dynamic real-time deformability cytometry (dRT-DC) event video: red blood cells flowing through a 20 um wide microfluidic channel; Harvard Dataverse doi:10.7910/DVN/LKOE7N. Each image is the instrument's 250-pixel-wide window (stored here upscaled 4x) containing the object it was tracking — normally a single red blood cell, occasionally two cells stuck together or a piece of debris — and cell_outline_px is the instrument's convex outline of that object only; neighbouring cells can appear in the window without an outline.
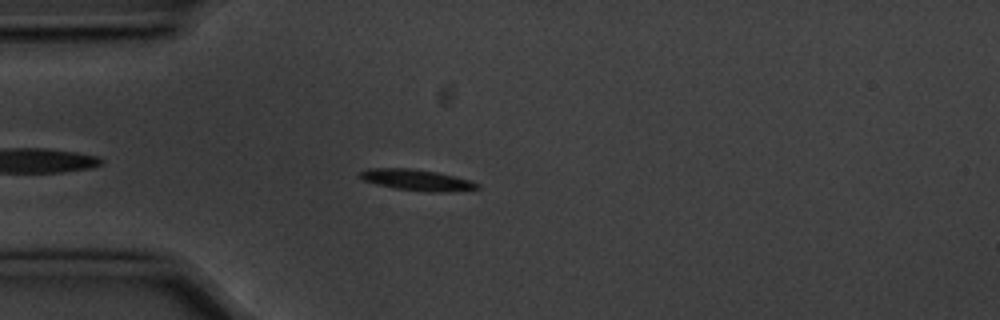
{"species": "common noctule bat (a hibernating species)", "species_latin": "Nyctalus noctula", "temperature_condition": "cold", "stored_images_in_passage": 45, "camera_frame_rate_fps": 3000, "um_per_image_px": 0.085, "animal": {"sex": "male", "body_mass_g": 20.1, "forearm_length_mm": 53.5}, "frame": {"image": 1, "passage_image": 4, "time_ms": 1.0, "image_size_px": [1000, 320], "cell_outline_px": [[480, 188], [448, 192], [432, 192], [396, 188], [376, 184], [364, 180], [356, 176], [360, 172], [368, 168], [412, 168], [436, 172], [468, 180], [480, 184]], "centroid_in_image_um": [35.39, 15.29], "position_along_channel_um": 49.6, "area_um2": 14.28}}
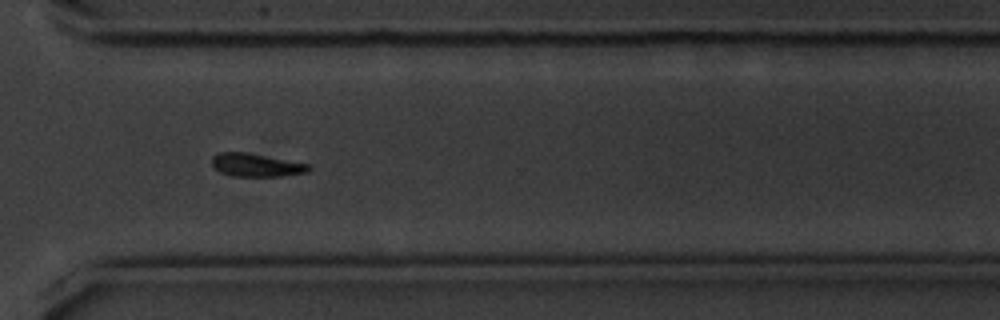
{"frame": {"image": 2, "passage_image": 30, "time_ms": 9.667, "image_size_px": [1000, 320], "cell_outline_px": [[312, 168], [308, 172], [280, 176], [232, 176], [220, 172], [212, 164], [212, 156], [220, 152], [244, 152], [308, 164]], "centroid_in_image_um": [21.76, 14.03], "position_along_channel_um": 348.8, "area_um2": 12.83}}
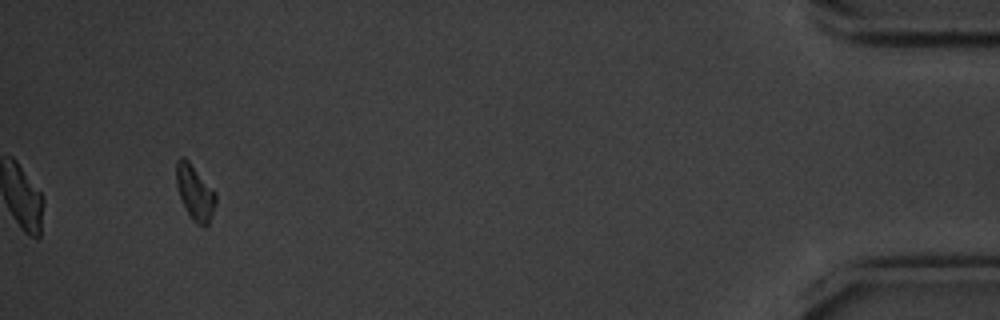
{"frame": {"image": 3, "passage_image": 42, "time_ms": 13.667, "image_size_px": [1000, 320], "cell_outline_px": [[216, 204], [208, 224], [204, 228], [192, 220], [180, 196], [176, 184], [176, 160], [180, 156], [184, 156], [188, 160], [216, 192]], "centroid_in_image_um": [16.57, 16.34], "position_along_channel_um": 418.6, "area_um2": 12.6}, "authors_computed_cell_mechanics": {"area_um2": 13.2362, "velocity_mm_per_s": 3.5848, "shape_relaxation_time_tau1_ms": 1.618, "shape_relaxation_time_tau2_ms": null, "deformation_change_tau1": 0.1279, "deformation_change_tau2": null}}